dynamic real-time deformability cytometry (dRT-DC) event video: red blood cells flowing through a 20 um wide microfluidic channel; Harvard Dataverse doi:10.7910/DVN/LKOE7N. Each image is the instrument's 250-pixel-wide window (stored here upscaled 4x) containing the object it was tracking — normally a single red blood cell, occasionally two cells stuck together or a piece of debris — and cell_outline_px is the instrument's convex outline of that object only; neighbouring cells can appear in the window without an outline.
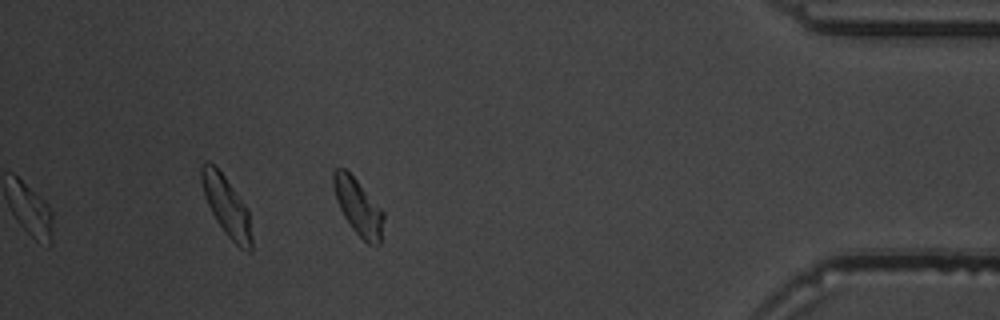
{"species": "common noctule bat (a hibernating species)", "species_latin": "Nyctalus noctula", "temperature_condition": "warm", "stored_images_in_passage": 33, "segment_of_instrument_passage": [2, 2], "camera_frame_rate_fps": 3000, "um_per_image_px": 0.085, "animal": {"sex": "male", "body_mass_g": 19.5, "forearm_length_mm": 54.6}, "frame": {"image": 1, "passage_image": 33, "time_ms": 10.667, "image_size_px": [1000, 320], "cell_outline_px": [[384, 220], [380, 244], [368, 244], [352, 228], [344, 216], [336, 200], [332, 184], [332, 172], [336, 168], [344, 168], [356, 180], [384, 212]], "centroid_in_image_um": [30.44, 17.58], "position_along_channel_um": 404.8, "area_um2": 16.18}}